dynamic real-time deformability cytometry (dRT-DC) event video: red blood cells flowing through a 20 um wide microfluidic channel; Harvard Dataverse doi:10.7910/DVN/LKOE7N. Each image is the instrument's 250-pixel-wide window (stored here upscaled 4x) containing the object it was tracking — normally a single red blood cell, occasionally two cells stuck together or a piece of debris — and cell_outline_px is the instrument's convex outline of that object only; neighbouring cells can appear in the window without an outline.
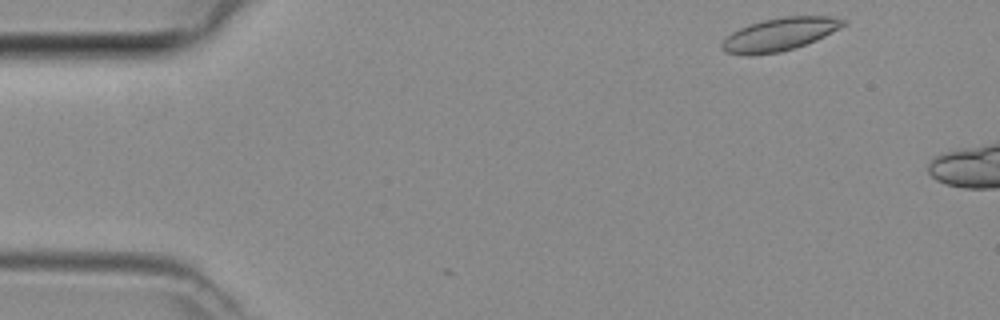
{"species": "common noctule bat (a hibernating species)", "species_latin": "Nyctalus noctula", "temperature_condition": "room temperature", "stored_images_in_passage": 4, "camera_frame_rate_fps": 3000, "um_per_image_px": 0.085, "animal": {"sex": "female", "body_mass_g": 29.2, "forearm_length_mm": 56.3}, "frame": {"image": 1, "passage_image": 1, "time_ms": 0.0, "image_size_px": [1000, 320], "cell_outline_px": [[848, 20], [844, 24], [824, 36], [816, 40], [780, 52], [752, 56], [748, 56], [724, 52], [720, 48], [720, 44], [732, 32], [748, 24], [764, 20], [784, 16], [832, 16]], "centroid_in_image_um": [66.21, 2.92], "position_along_channel_um": 18.8, "area_um2": 23.18}}